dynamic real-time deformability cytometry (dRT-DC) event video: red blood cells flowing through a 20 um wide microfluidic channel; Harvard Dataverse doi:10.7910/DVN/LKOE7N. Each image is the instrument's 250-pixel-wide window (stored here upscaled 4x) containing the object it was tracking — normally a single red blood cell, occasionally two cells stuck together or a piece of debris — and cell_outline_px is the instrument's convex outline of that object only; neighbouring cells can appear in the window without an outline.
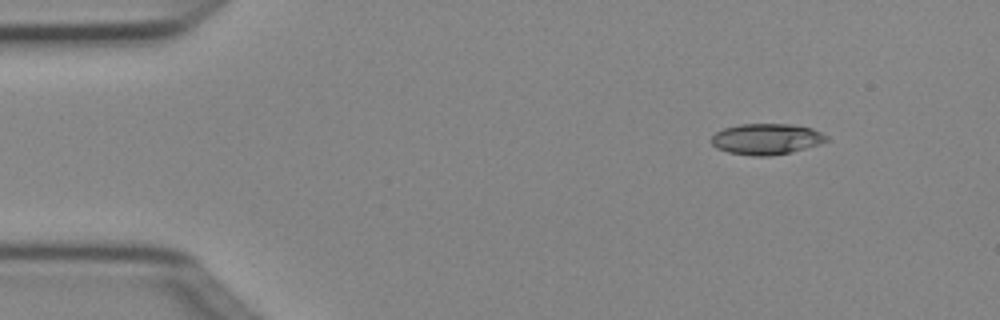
{"species": "Egyptian fruit bat (a non-hibernating species)", "species_latin": "Rousettus aegyptiacus", "temperature_condition": "cold", "stored_images_in_passage": 3, "camera_frame_rate_fps": 3000, "um_per_image_px": 0.085, "animal": {"sex": "female"}, "frame": {"image": 1, "passage_image": 1, "time_ms": 0.0, "image_size_px": [1000, 320], "cell_outline_px": [[828, 140], [820, 144], [792, 152], [772, 156], [752, 156], [728, 152], [716, 148], [712, 144], [712, 136], [716, 132], [724, 128], [740, 124], [788, 124], [812, 128], [828, 136]], "centroid_in_image_um": [65.15, 11.82], "position_along_channel_um": 19.8, "area_um2": 20.81}}